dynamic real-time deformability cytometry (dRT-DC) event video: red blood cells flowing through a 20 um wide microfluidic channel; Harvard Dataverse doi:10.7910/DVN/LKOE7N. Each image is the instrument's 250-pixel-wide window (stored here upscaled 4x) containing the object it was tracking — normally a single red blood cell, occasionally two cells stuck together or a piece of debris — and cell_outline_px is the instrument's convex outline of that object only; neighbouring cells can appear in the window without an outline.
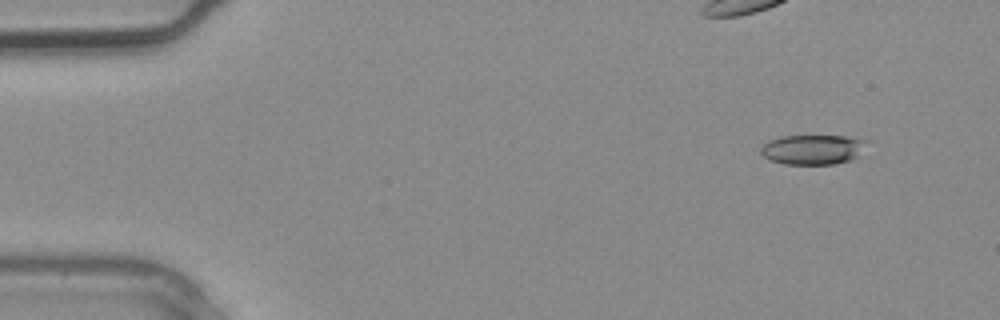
{"species": "common noctule bat (a hibernating species)", "species_latin": "Nyctalus noctula", "temperature_condition": "warm", "stored_images_in_passage": 3, "camera_frame_rate_fps": 3000, "um_per_image_px": 0.085, "animal": {"sex": "male", "body_mass_g": 20.4}, "frame": {"image": 1, "passage_image": 1, "time_ms": 0.0, "image_size_px": [1000, 320], "cell_outline_px": [[872, 140], [856, 156], [848, 160], [832, 164], [784, 164], [772, 160], [764, 156], [760, 152], [760, 148], [768, 140], [784, 136], [844, 136]], "centroid_in_image_um": [69.1, 12.69], "position_along_channel_um": 15.9, "area_um2": 18.32}}
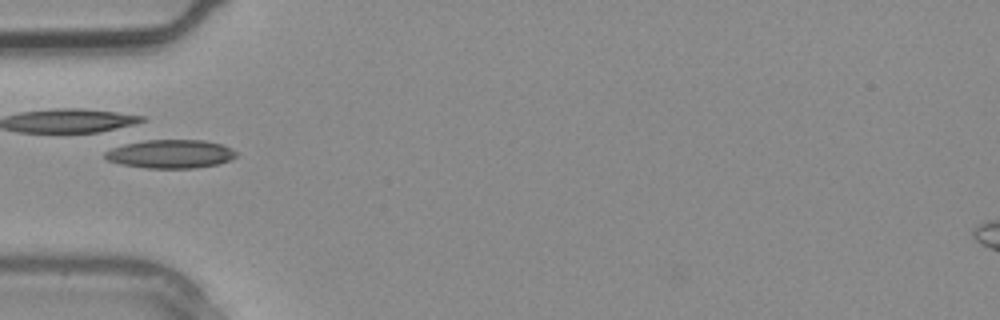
{"frame": {"image": 2, "passage_image": 3, "time_ms": 0.667, "image_size_px": [1000, 320], "cell_outline_px": [[236, 156], [220, 164], [196, 168], [148, 168], [120, 164], [108, 160], [104, 156], [104, 152], [112, 148], [132, 140], [204, 140], [224, 144], [232, 148], [236, 152]], "centroid_in_image_um": [14.48, 13.07], "position_along_channel_um": 70.5, "area_um2": 22.14}}